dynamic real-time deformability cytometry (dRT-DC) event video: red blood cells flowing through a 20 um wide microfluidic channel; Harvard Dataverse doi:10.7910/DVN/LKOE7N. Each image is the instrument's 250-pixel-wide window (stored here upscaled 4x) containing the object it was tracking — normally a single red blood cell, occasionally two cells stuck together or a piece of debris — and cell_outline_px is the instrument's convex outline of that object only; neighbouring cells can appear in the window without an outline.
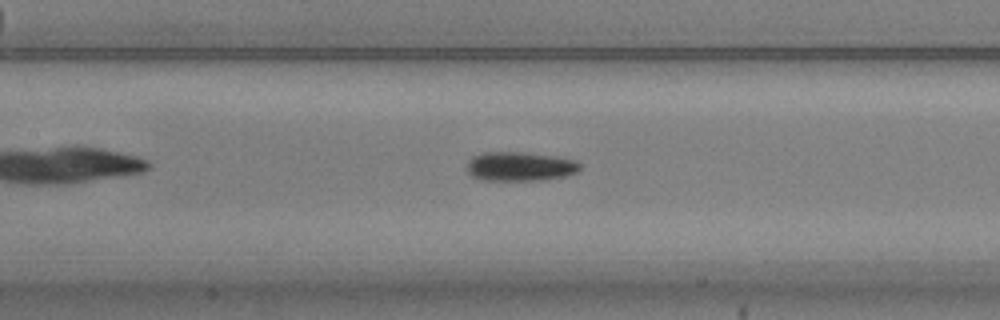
{"species": "common noctule bat (a hibernating species)", "species_latin": "Nyctalus noctula", "temperature_condition": "warm", "stored_images_in_passage": 38, "camera_frame_rate_fps": 3000, "um_per_image_px": 0.085, "animal": {"sex": "male", "body_mass_g": 20.5, "forearm_length_mm": 52.5}, "frame": {"image": 1, "passage_image": 14, "time_ms": 4.333, "image_size_px": [1000, 320], "cell_outline_px": [[580, 168], [576, 172], [564, 176], [544, 180], [480, 180], [472, 176], [464, 168], [468, 160], [472, 156], [484, 152], [520, 152], [556, 156], [576, 160], [580, 164]], "centroid_in_image_um": [44.15, 14.14], "position_along_channel_um": 163.3, "area_um2": 19.42}}
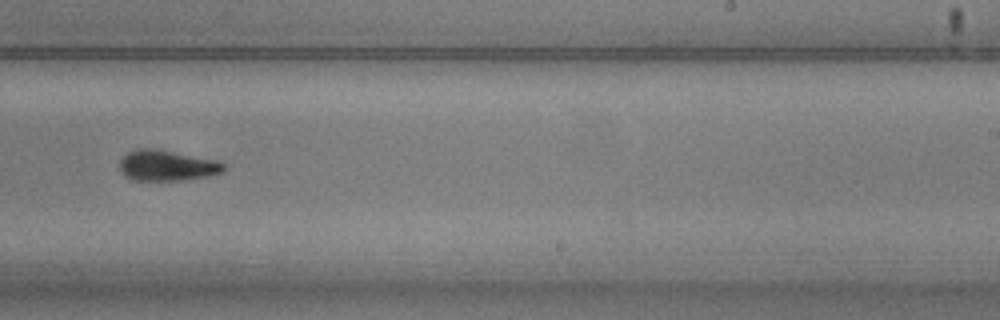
{"frame": {"image": 2, "passage_image": 23, "time_ms": 7.333, "image_size_px": [1000, 320], "cell_outline_px": [[224, 172], [204, 176], [180, 180], [132, 180], [124, 176], [120, 172], [120, 160], [128, 152], [136, 148], [152, 148], [220, 160], [224, 164]], "centroid_in_image_um": [14.17, 14.06], "position_along_channel_um": 274.8, "area_um2": 18.61}}
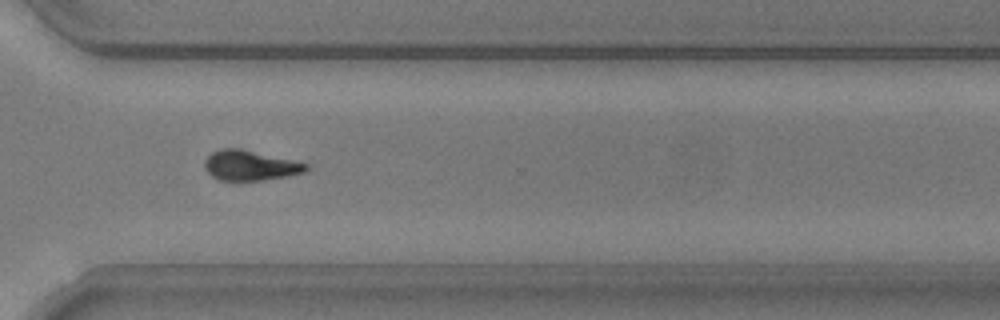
{"frame": {"image": 3, "passage_image": 29, "time_ms": 9.333, "image_size_px": [1000, 320], "cell_outline_px": [[312, 168], [304, 172], [288, 176], [264, 180], [236, 184], [220, 180], [212, 176], [204, 168], [204, 160], [212, 152], [220, 148], [240, 148], [292, 160], [308, 164]], "centroid_in_image_um": [21.23, 14.11], "position_along_channel_um": 349.4, "area_um2": 18.44}, "authors_computed_cell_mechanics": {"area_um2": 18.4671, "velocity_mm_per_s": 3.7325, "shape_relaxation_time_tau1_ms": 1.9195, "shape_relaxation_time_tau2_ms": null, "deformation_change_tau1": 0.173, "deformation_change_tau2": null}}